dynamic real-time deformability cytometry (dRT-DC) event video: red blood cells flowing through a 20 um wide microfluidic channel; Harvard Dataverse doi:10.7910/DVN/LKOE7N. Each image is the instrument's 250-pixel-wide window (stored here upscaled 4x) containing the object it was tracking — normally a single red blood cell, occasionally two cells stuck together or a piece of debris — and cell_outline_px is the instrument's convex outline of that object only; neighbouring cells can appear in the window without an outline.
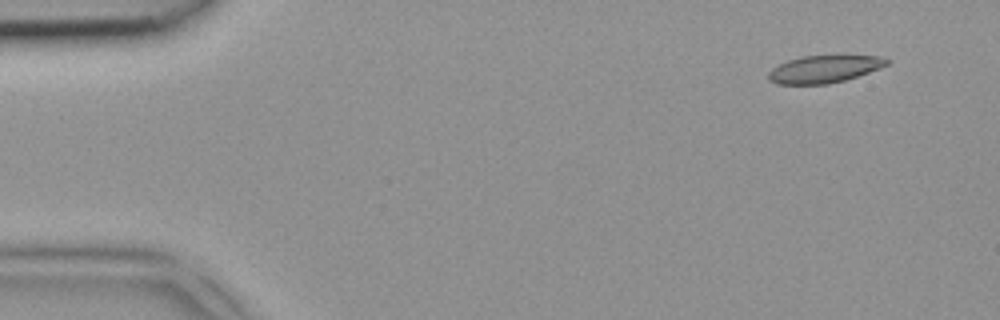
{"species": "common noctule bat (a hibernating species)", "species_latin": "Nyctalus noctula", "temperature_condition": "room temperature", "stored_images_in_passage": 4, "camera_frame_rate_fps": 3000, "um_per_image_px": 0.085, "animal": {"sex": "female", "body_mass_g": 18.4}, "frame": {"image": 1, "passage_image": 1, "time_ms": 0.0, "image_size_px": [1000, 320], "cell_outline_px": [[888, 64], [880, 68], [844, 80], [828, 84], [776, 84], [768, 80], [768, 72], [772, 68], [788, 60], [800, 56], [880, 56], [888, 60]], "centroid_in_image_um": [70.0, 5.88], "position_along_channel_um": 15.0, "area_um2": 18.67}}
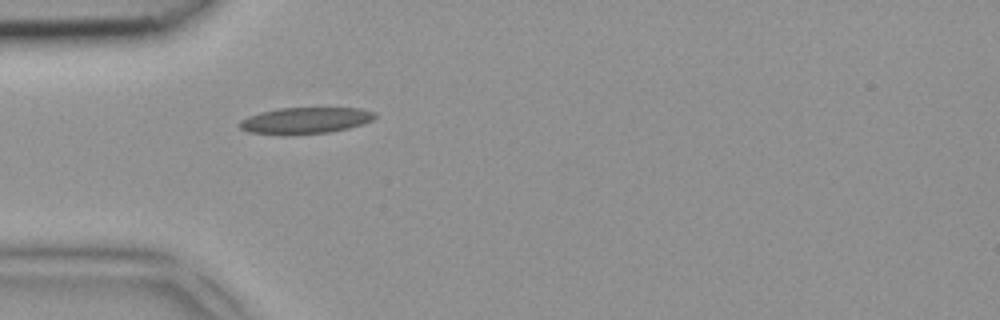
{"frame": {"image": 2, "passage_image": 4, "time_ms": 1.0, "image_size_px": [1000, 320], "cell_outline_px": [[376, 116], [372, 120], [364, 124], [348, 128], [328, 132], [248, 132], [240, 128], [236, 124], [240, 120], [248, 116], [260, 112], [280, 108], [360, 108], [376, 112]], "centroid_in_image_um": [26.0, 10.19], "position_along_channel_um": 59.0, "area_um2": 20.0}}